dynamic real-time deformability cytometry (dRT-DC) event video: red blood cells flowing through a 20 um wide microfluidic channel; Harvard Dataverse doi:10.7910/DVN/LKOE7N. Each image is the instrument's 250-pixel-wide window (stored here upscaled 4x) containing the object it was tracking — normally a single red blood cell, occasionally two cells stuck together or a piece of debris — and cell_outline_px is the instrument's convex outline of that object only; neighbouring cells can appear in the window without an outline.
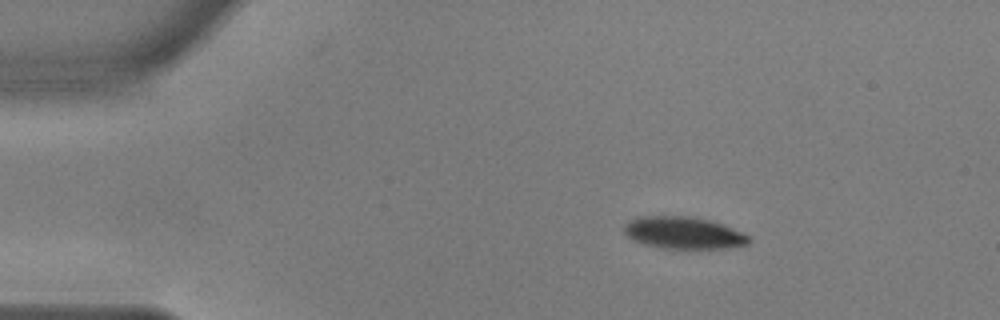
{"species": "common noctule bat (a hibernating species)", "species_latin": "Nyctalus noctula", "temperature_condition": "warm", "stored_images_in_passage": 47, "camera_frame_rate_fps": 3000, "um_per_image_px": 0.085, "animal": {"sex": "male", "body_mass_g": 17.9, "forearm_length_mm": 54.2}, "frame": {"image": 1, "passage_image": 1, "time_ms": 0.0, "image_size_px": [1000, 320], "cell_outline_px": [[752, 240], [748, 244], [728, 248], [660, 248], [644, 244], [632, 240], [624, 232], [624, 224], [628, 220], [636, 216], [692, 216], [724, 224], [744, 232], [752, 236]], "centroid_in_image_um": [58.12, 19.78], "position_along_channel_um": 26.9, "area_um2": 23.7}}
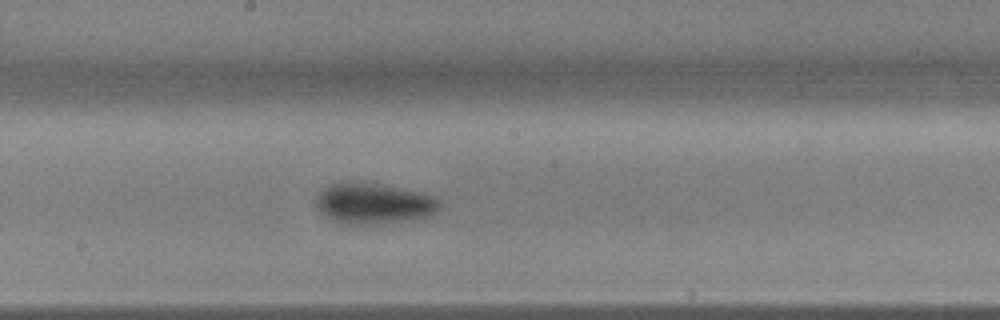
{"frame": {"image": 2, "passage_image": 22, "time_ms": 7.0, "image_size_px": [1000, 320], "cell_outline_px": [[440, 208], [436, 212], [424, 216], [400, 220], [368, 224], [348, 224], [332, 220], [320, 212], [316, 204], [316, 196], [324, 188], [332, 184], [380, 184], [420, 192], [432, 196], [440, 200]], "centroid_in_image_um": [31.75, 17.3], "position_along_channel_um": 216.5, "area_um2": 28.26}}
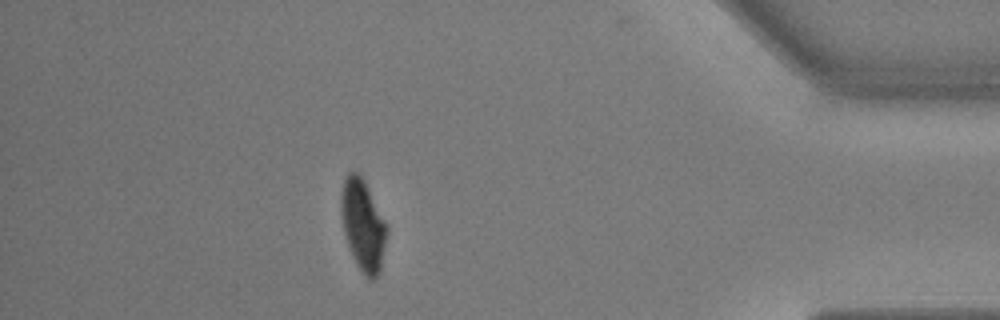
{"frame": {"image": 3, "passage_image": 41, "time_ms": 13.333, "image_size_px": [1000, 320], "cell_outline_px": [[388, 232], [380, 272], [376, 280], [368, 280], [364, 276], [356, 264], [348, 248], [344, 232], [340, 212], [340, 192], [344, 180], [348, 172], [360, 172], [388, 224]], "centroid_in_image_um": [30.86, 19.15], "position_along_channel_um": 404.3, "area_um2": 25.09}, "authors_computed_cell_mechanics": {"area_um2": 26.1834, "velocity_mm_per_s": 3.6447, "shape_relaxation_time_tau1_ms": 2.9912, "shape_relaxation_time_tau2_ms": null, "deformation_change_tau1": 0.1438, "deformation_change_tau2": null}}